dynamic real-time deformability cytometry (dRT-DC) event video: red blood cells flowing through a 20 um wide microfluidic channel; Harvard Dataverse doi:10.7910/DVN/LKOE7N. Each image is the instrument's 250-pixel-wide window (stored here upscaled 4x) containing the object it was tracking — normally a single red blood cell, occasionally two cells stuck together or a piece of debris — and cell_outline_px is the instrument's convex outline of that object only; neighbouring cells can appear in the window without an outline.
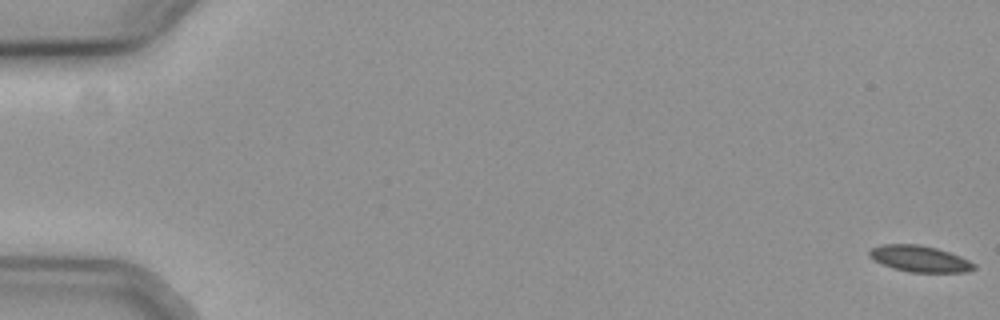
{"species": "common noctule bat (a hibernating species)", "species_latin": "Nyctalus noctula", "temperature_condition": "cold", "stored_images_in_passage": 58, "camera_frame_rate_fps": 3000, "um_per_image_px": 0.085, "animal": {"sex": "female", "body_mass_g": 19.3, "forearm_length_mm": 54.1}, "frame": {"image": 1, "passage_image": 1, "time_ms": 0.0, "image_size_px": [1000, 320], "cell_outline_px": [[976, 268], [968, 272], [912, 272], [892, 268], [872, 260], [868, 256], [868, 252], [872, 248], [884, 244], [920, 244], [936, 248], [960, 256], [976, 264]], "centroid_in_image_um": [78.16, 21.99], "position_along_channel_um": 6.8, "area_um2": 16.07}}
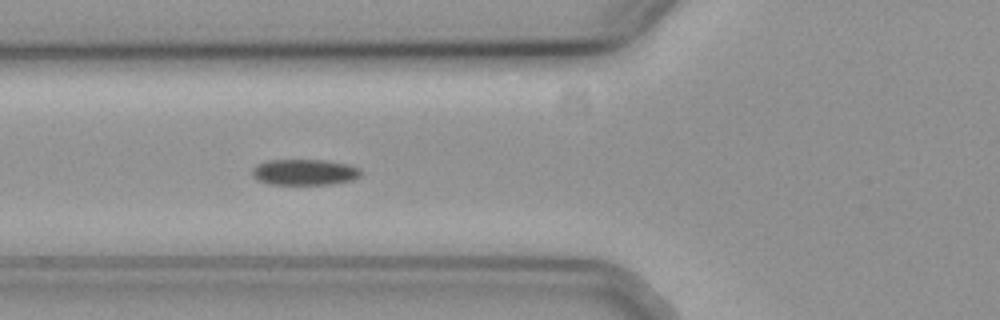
{"frame": {"image": 2, "passage_image": 23, "time_ms": 7.333, "image_size_px": [1000, 320], "cell_outline_px": [[360, 176], [352, 180], [332, 184], [268, 184], [252, 176], [252, 172], [256, 164], [268, 160], [324, 160], [348, 164], [360, 168]], "centroid_in_image_um": [25.89, 14.63], "position_along_channel_um": 99.9, "area_um2": 16.36}}
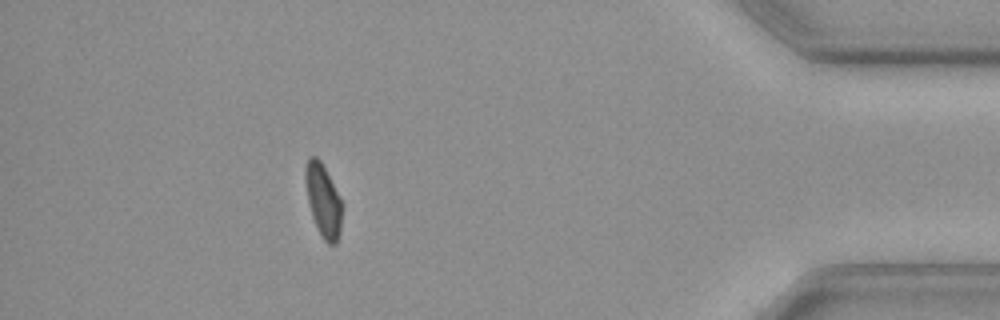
{"frame": {"image": 3, "passage_image": 52, "time_ms": 17.0, "image_size_px": [1000, 320], "cell_outline_px": [[340, 232], [336, 244], [328, 244], [320, 236], [312, 216], [308, 200], [304, 180], [304, 168], [308, 156], [316, 156], [320, 160], [340, 200]], "centroid_in_image_um": [27.41, 17.03], "position_along_channel_um": 407.8, "area_um2": 15.14}, "authors_computed_cell_mechanics": {"area_um2": 16.4441, "velocity_mm_per_s": 3.719, "shape_relaxation_time_tau1_ms": 7.7518, "shape_relaxation_time_tau2_ms": null, "deformation_change_tau1": 0.1343, "deformation_change_tau2": null}}